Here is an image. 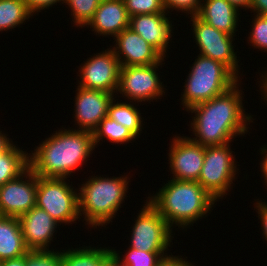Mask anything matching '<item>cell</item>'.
Segmentation results:
<instances>
[{
  "instance_id": "cell-1",
  "label": "cell",
  "mask_w": 267,
  "mask_h": 266,
  "mask_svg": "<svg viewBox=\"0 0 267 266\" xmlns=\"http://www.w3.org/2000/svg\"><path fill=\"white\" fill-rule=\"evenodd\" d=\"M239 85L238 81L223 94L187 110L195 114L190 122L195 136L190 138L193 142L205 147L223 145L233 142L236 136L248 133V125L254 119L245 113L243 90Z\"/></svg>"
},
{
  "instance_id": "cell-2",
  "label": "cell",
  "mask_w": 267,
  "mask_h": 266,
  "mask_svg": "<svg viewBox=\"0 0 267 266\" xmlns=\"http://www.w3.org/2000/svg\"><path fill=\"white\" fill-rule=\"evenodd\" d=\"M38 145L29 153V167L47 178H69L95 150L93 133L78 128H61Z\"/></svg>"
},
{
  "instance_id": "cell-3",
  "label": "cell",
  "mask_w": 267,
  "mask_h": 266,
  "mask_svg": "<svg viewBox=\"0 0 267 266\" xmlns=\"http://www.w3.org/2000/svg\"><path fill=\"white\" fill-rule=\"evenodd\" d=\"M167 182L147 199L172 229L173 226L182 229L193 226V223L207 216L216 205L217 200L197 181L170 178Z\"/></svg>"
},
{
  "instance_id": "cell-4",
  "label": "cell",
  "mask_w": 267,
  "mask_h": 266,
  "mask_svg": "<svg viewBox=\"0 0 267 266\" xmlns=\"http://www.w3.org/2000/svg\"><path fill=\"white\" fill-rule=\"evenodd\" d=\"M91 176L78 188L80 216L88 227L106 226L121 208L129 190V177Z\"/></svg>"
},
{
  "instance_id": "cell-5",
  "label": "cell",
  "mask_w": 267,
  "mask_h": 266,
  "mask_svg": "<svg viewBox=\"0 0 267 266\" xmlns=\"http://www.w3.org/2000/svg\"><path fill=\"white\" fill-rule=\"evenodd\" d=\"M185 79L181 105L185 110L223 94L241 80L223 63L199 54Z\"/></svg>"
},
{
  "instance_id": "cell-6",
  "label": "cell",
  "mask_w": 267,
  "mask_h": 266,
  "mask_svg": "<svg viewBox=\"0 0 267 266\" xmlns=\"http://www.w3.org/2000/svg\"><path fill=\"white\" fill-rule=\"evenodd\" d=\"M66 180L37 176L36 207L45 210L60 225L80 221L78 190Z\"/></svg>"
},
{
  "instance_id": "cell-7",
  "label": "cell",
  "mask_w": 267,
  "mask_h": 266,
  "mask_svg": "<svg viewBox=\"0 0 267 266\" xmlns=\"http://www.w3.org/2000/svg\"><path fill=\"white\" fill-rule=\"evenodd\" d=\"M230 146L226 143L205 147L204 163L197 182L217 201L228 195L238 173Z\"/></svg>"
},
{
  "instance_id": "cell-8",
  "label": "cell",
  "mask_w": 267,
  "mask_h": 266,
  "mask_svg": "<svg viewBox=\"0 0 267 266\" xmlns=\"http://www.w3.org/2000/svg\"><path fill=\"white\" fill-rule=\"evenodd\" d=\"M145 203L132 226L128 248L146 252H167L174 238L173 229L147 199Z\"/></svg>"
},
{
  "instance_id": "cell-9",
  "label": "cell",
  "mask_w": 267,
  "mask_h": 266,
  "mask_svg": "<svg viewBox=\"0 0 267 266\" xmlns=\"http://www.w3.org/2000/svg\"><path fill=\"white\" fill-rule=\"evenodd\" d=\"M162 62L151 65L121 66L117 94L120 93L127 100L140 105L141 102L162 99L160 97L165 95L166 90L157 72Z\"/></svg>"
},
{
  "instance_id": "cell-10",
  "label": "cell",
  "mask_w": 267,
  "mask_h": 266,
  "mask_svg": "<svg viewBox=\"0 0 267 266\" xmlns=\"http://www.w3.org/2000/svg\"><path fill=\"white\" fill-rule=\"evenodd\" d=\"M190 24L193 38L199 48V54L217 60L227 66L239 79V68L237 52H234L235 35H229L217 30L213 26L203 22L197 16H191Z\"/></svg>"
},
{
  "instance_id": "cell-11",
  "label": "cell",
  "mask_w": 267,
  "mask_h": 266,
  "mask_svg": "<svg viewBox=\"0 0 267 266\" xmlns=\"http://www.w3.org/2000/svg\"><path fill=\"white\" fill-rule=\"evenodd\" d=\"M121 65L114 51L109 47L96 53L80 65L78 86L90 90L117 93Z\"/></svg>"
},
{
  "instance_id": "cell-12",
  "label": "cell",
  "mask_w": 267,
  "mask_h": 266,
  "mask_svg": "<svg viewBox=\"0 0 267 266\" xmlns=\"http://www.w3.org/2000/svg\"><path fill=\"white\" fill-rule=\"evenodd\" d=\"M36 194L37 175L28 167L17 178L0 186V216L24 215L36 206Z\"/></svg>"
},
{
  "instance_id": "cell-13",
  "label": "cell",
  "mask_w": 267,
  "mask_h": 266,
  "mask_svg": "<svg viewBox=\"0 0 267 266\" xmlns=\"http://www.w3.org/2000/svg\"><path fill=\"white\" fill-rule=\"evenodd\" d=\"M169 147V169L172 179L198 181L204 163L205 146L193 142L190 137H172Z\"/></svg>"
},
{
  "instance_id": "cell-14",
  "label": "cell",
  "mask_w": 267,
  "mask_h": 266,
  "mask_svg": "<svg viewBox=\"0 0 267 266\" xmlns=\"http://www.w3.org/2000/svg\"><path fill=\"white\" fill-rule=\"evenodd\" d=\"M74 104L75 124L79 130L93 132L108 115V107L114 94L77 86Z\"/></svg>"
},
{
  "instance_id": "cell-15",
  "label": "cell",
  "mask_w": 267,
  "mask_h": 266,
  "mask_svg": "<svg viewBox=\"0 0 267 266\" xmlns=\"http://www.w3.org/2000/svg\"><path fill=\"white\" fill-rule=\"evenodd\" d=\"M114 39L116 45L112 50L121 66L151 65L164 61L165 57L130 27Z\"/></svg>"
},
{
  "instance_id": "cell-16",
  "label": "cell",
  "mask_w": 267,
  "mask_h": 266,
  "mask_svg": "<svg viewBox=\"0 0 267 266\" xmlns=\"http://www.w3.org/2000/svg\"><path fill=\"white\" fill-rule=\"evenodd\" d=\"M18 219L26 247L29 250H49L59 223L36 206Z\"/></svg>"
},
{
  "instance_id": "cell-17",
  "label": "cell",
  "mask_w": 267,
  "mask_h": 266,
  "mask_svg": "<svg viewBox=\"0 0 267 266\" xmlns=\"http://www.w3.org/2000/svg\"><path fill=\"white\" fill-rule=\"evenodd\" d=\"M168 13H154L133 15L130 17L129 27L139 34L145 41L155 47L164 57L170 38L173 36L172 21Z\"/></svg>"
},
{
  "instance_id": "cell-18",
  "label": "cell",
  "mask_w": 267,
  "mask_h": 266,
  "mask_svg": "<svg viewBox=\"0 0 267 266\" xmlns=\"http://www.w3.org/2000/svg\"><path fill=\"white\" fill-rule=\"evenodd\" d=\"M130 17L127 14L124 0H101L93 18L86 27L97 35L114 38L124 29L129 28Z\"/></svg>"
},
{
  "instance_id": "cell-19",
  "label": "cell",
  "mask_w": 267,
  "mask_h": 266,
  "mask_svg": "<svg viewBox=\"0 0 267 266\" xmlns=\"http://www.w3.org/2000/svg\"><path fill=\"white\" fill-rule=\"evenodd\" d=\"M239 15V11L227 0H202L196 16L217 30L236 35Z\"/></svg>"
},
{
  "instance_id": "cell-20",
  "label": "cell",
  "mask_w": 267,
  "mask_h": 266,
  "mask_svg": "<svg viewBox=\"0 0 267 266\" xmlns=\"http://www.w3.org/2000/svg\"><path fill=\"white\" fill-rule=\"evenodd\" d=\"M28 251L19 219L0 216V261L26 255Z\"/></svg>"
},
{
  "instance_id": "cell-21",
  "label": "cell",
  "mask_w": 267,
  "mask_h": 266,
  "mask_svg": "<svg viewBox=\"0 0 267 266\" xmlns=\"http://www.w3.org/2000/svg\"><path fill=\"white\" fill-rule=\"evenodd\" d=\"M83 246L62 249L61 266H101L112 255V250L108 247Z\"/></svg>"
},
{
  "instance_id": "cell-22",
  "label": "cell",
  "mask_w": 267,
  "mask_h": 266,
  "mask_svg": "<svg viewBox=\"0 0 267 266\" xmlns=\"http://www.w3.org/2000/svg\"><path fill=\"white\" fill-rule=\"evenodd\" d=\"M12 143L0 153V186L17 178L29 167V154Z\"/></svg>"
},
{
  "instance_id": "cell-23",
  "label": "cell",
  "mask_w": 267,
  "mask_h": 266,
  "mask_svg": "<svg viewBox=\"0 0 267 266\" xmlns=\"http://www.w3.org/2000/svg\"><path fill=\"white\" fill-rule=\"evenodd\" d=\"M110 102L108 107V117L121 123L125 128L129 129L137 138L141 135L144 124L140 110L136 107V102H116L115 99ZM116 102V103H115ZM135 105V106H134Z\"/></svg>"
},
{
  "instance_id": "cell-24",
  "label": "cell",
  "mask_w": 267,
  "mask_h": 266,
  "mask_svg": "<svg viewBox=\"0 0 267 266\" xmlns=\"http://www.w3.org/2000/svg\"><path fill=\"white\" fill-rule=\"evenodd\" d=\"M33 14L28 10L24 0H0V31L20 26Z\"/></svg>"
},
{
  "instance_id": "cell-25",
  "label": "cell",
  "mask_w": 267,
  "mask_h": 266,
  "mask_svg": "<svg viewBox=\"0 0 267 266\" xmlns=\"http://www.w3.org/2000/svg\"><path fill=\"white\" fill-rule=\"evenodd\" d=\"M92 133L95 147L105 138L113 144L120 143V145L124 143L127 144L134 139H137V137L129 129L125 128L121 123H117L108 116L101 120L98 127Z\"/></svg>"
},
{
  "instance_id": "cell-26",
  "label": "cell",
  "mask_w": 267,
  "mask_h": 266,
  "mask_svg": "<svg viewBox=\"0 0 267 266\" xmlns=\"http://www.w3.org/2000/svg\"><path fill=\"white\" fill-rule=\"evenodd\" d=\"M111 250L120 266H157L163 258L169 256L167 252H146L134 248L126 249L125 255H120V251H115V249Z\"/></svg>"
},
{
  "instance_id": "cell-27",
  "label": "cell",
  "mask_w": 267,
  "mask_h": 266,
  "mask_svg": "<svg viewBox=\"0 0 267 266\" xmlns=\"http://www.w3.org/2000/svg\"><path fill=\"white\" fill-rule=\"evenodd\" d=\"M101 0H65L71 10L75 27H85L93 18ZM74 19V20H73Z\"/></svg>"
},
{
  "instance_id": "cell-28",
  "label": "cell",
  "mask_w": 267,
  "mask_h": 266,
  "mask_svg": "<svg viewBox=\"0 0 267 266\" xmlns=\"http://www.w3.org/2000/svg\"><path fill=\"white\" fill-rule=\"evenodd\" d=\"M251 27L248 44L251 43L254 48L267 52V14L254 15Z\"/></svg>"
},
{
  "instance_id": "cell-29",
  "label": "cell",
  "mask_w": 267,
  "mask_h": 266,
  "mask_svg": "<svg viewBox=\"0 0 267 266\" xmlns=\"http://www.w3.org/2000/svg\"><path fill=\"white\" fill-rule=\"evenodd\" d=\"M127 14L133 15L166 13L162 0H124Z\"/></svg>"
},
{
  "instance_id": "cell-30",
  "label": "cell",
  "mask_w": 267,
  "mask_h": 266,
  "mask_svg": "<svg viewBox=\"0 0 267 266\" xmlns=\"http://www.w3.org/2000/svg\"><path fill=\"white\" fill-rule=\"evenodd\" d=\"M26 266H61V251L29 250L26 253Z\"/></svg>"
},
{
  "instance_id": "cell-31",
  "label": "cell",
  "mask_w": 267,
  "mask_h": 266,
  "mask_svg": "<svg viewBox=\"0 0 267 266\" xmlns=\"http://www.w3.org/2000/svg\"><path fill=\"white\" fill-rule=\"evenodd\" d=\"M165 11L170 13L173 10L184 12L187 15L196 16L200 10L202 0H162Z\"/></svg>"
},
{
  "instance_id": "cell-32",
  "label": "cell",
  "mask_w": 267,
  "mask_h": 266,
  "mask_svg": "<svg viewBox=\"0 0 267 266\" xmlns=\"http://www.w3.org/2000/svg\"><path fill=\"white\" fill-rule=\"evenodd\" d=\"M62 1V2H61ZM24 2L27 5L28 10L32 14H38L37 12H41V10L48 9L49 7H52L53 5H57V3L60 4V2L63 4L65 3V0H24Z\"/></svg>"
},
{
  "instance_id": "cell-33",
  "label": "cell",
  "mask_w": 267,
  "mask_h": 266,
  "mask_svg": "<svg viewBox=\"0 0 267 266\" xmlns=\"http://www.w3.org/2000/svg\"><path fill=\"white\" fill-rule=\"evenodd\" d=\"M254 203L256 205L254 208L257 209L256 212L258 213V219H260L261 223V230H262V236H264L265 240L267 241V202L265 200H259Z\"/></svg>"
},
{
  "instance_id": "cell-34",
  "label": "cell",
  "mask_w": 267,
  "mask_h": 266,
  "mask_svg": "<svg viewBox=\"0 0 267 266\" xmlns=\"http://www.w3.org/2000/svg\"><path fill=\"white\" fill-rule=\"evenodd\" d=\"M157 266H194L190 262L183 259L182 256H173L172 254L163 258Z\"/></svg>"
},
{
  "instance_id": "cell-35",
  "label": "cell",
  "mask_w": 267,
  "mask_h": 266,
  "mask_svg": "<svg viewBox=\"0 0 267 266\" xmlns=\"http://www.w3.org/2000/svg\"><path fill=\"white\" fill-rule=\"evenodd\" d=\"M250 11L260 16L267 14V0H251Z\"/></svg>"
},
{
  "instance_id": "cell-36",
  "label": "cell",
  "mask_w": 267,
  "mask_h": 266,
  "mask_svg": "<svg viewBox=\"0 0 267 266\" xmlns=\"http://www.w3.org/2000/svg\"><path fill=\"white\" fill-rule=\"evenodd\" d=\"M0 266H26V255L0 261Z\"/></svg>"
},
{
  "instance_id": "cell-37",
  "label": "cell",
  "mask_w": 267,
  "mask_h": 266,
  "mask_svg": "<svg viewBox=\"0 0 267 266\" xmlns=\"http://www.w3.org/2000/svg\"><path fill=\"white\" fill-rule=\"evenodd\" d=\"M260 149H261L260 153L263 157V158L261 157L262 161L260 163L261 164L260 168H261L262 177H264V181H265L264 183L266 185L267 184V147L263 146V148L261 147Z\"/></svg>"
},
{
  "instance_id": "cell-38",
  "label": "cell",
  "mask_w": 267,
  "mask_h": 266,
  "mask_svg": "<svg viewBox=\"0 0 267 266\" xmlns=\"http://www.w3.org/2000/svg\"><path fill=\"white\" fill-rule=\"evenodd\" d=\"M238 11L240 9L248 10L251 7V0H227Z\"/></svg>"
},
{
  "instance_id": "cell-39",
  "label": "cell",
  "mask_w": 267,
  "mask_h": 266,
  "mask_svg": "<svg viewBox=\"0 0 267 266\" xmlns=\"http://www.w3.org/2000/svg\"><path fill=\"white\" fill-rule=\"evenodd\" d=\"M264 72H262L264 75L261 73L262 76H260L259 86H260L261 90H259V91H261L263 93L261 95L264 98L263 101L266 100L265 101V103H266L267 102V71H264ZM261 77H262V79H261Z\"/></svg>"
},
{
  "instance_id": "cell-40",
  "label": "cell",
  "mask_w": 267,
  "mask_h": 266,
  "mask_svg": "<svg viewBox=\"0 0 267 266\" xmlns=\"http://www.w3.org/2000/svg\"><path fill=\"white\" fill-rule=\"evenodd\" d=\"M5 133L3 134L2 130H0V153L6 150L13 141L7 137Z\"/></svg>"
},
{
  "instance_id": "cell-41",
  "label": "cell",
  "mask_w": 267,
  "mask_h": 266,
  "mask_svg": "<svg viewBox=\"0 0 267 266\" xmlns=\"http://www.w3.org/2000/svg\"><path fill=\"white\" fill-rule=\"evenodd\" d=\"M101 266H115V257L113 254Z\"/></svg>"
},
{
  "instance_id": "cell-42",
  "label": "cell",
  "mask_w": 267,
  "mask_h": 266,
  "mask_svg": "<svg viewBox=\"0 0 267 266\" xmlns=\"http://www.w3.org/2000/svg\"><path fill=\"white\" fill-rule=\"evenodd\" d=\"M115 266H120V265L118 264V261H117L116 258H115Z\"/></svg>"
}]
</instances>
